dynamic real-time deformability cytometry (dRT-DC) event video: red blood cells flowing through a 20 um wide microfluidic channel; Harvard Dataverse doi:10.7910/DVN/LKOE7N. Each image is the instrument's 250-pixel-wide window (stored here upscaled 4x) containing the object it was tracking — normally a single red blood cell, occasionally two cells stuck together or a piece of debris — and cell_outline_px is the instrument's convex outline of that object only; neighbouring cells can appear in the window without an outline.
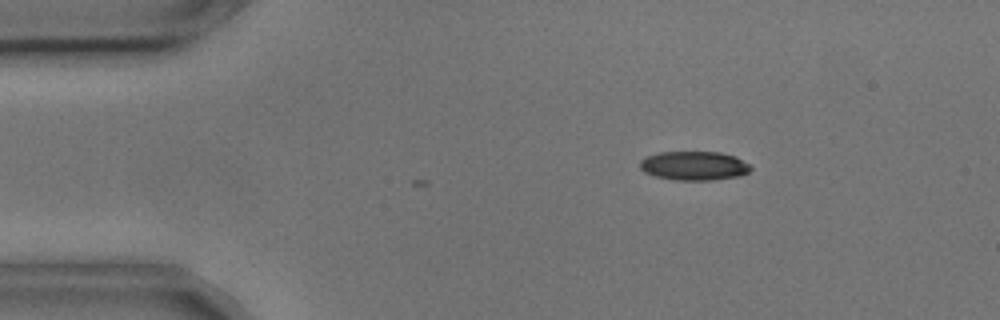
{"species": "common noctule bat (a hibernating species)", "species_latin": "Nyctalus noctula", "temperature_condition": "cold", "stored_images_in_passage": 2, "camera_frame_rate_fps": 3000, "um_per_image_px": 0.085, "animal": {"sex": "male", "body_mass_g": 17.9, "forearm_length_mm": 54.2}, "frame": {"image": 1, "passage_image": 2, "time_ms": 0.333, "image_size_px": [1000, 320], "cell_outline_px": [[752, 168], [748, 172], [740, 176], [712, 180], [676, 180], [656, 176], [644, 172], [640, 168], [640, 160], [648, 156], [660, 152], [720, 152], [736, 156], [752, 164]], "centroid_in_image_um": [59.05, 14.08], "position_along_channel_um": 26.0, "area_um2": 18.84}}